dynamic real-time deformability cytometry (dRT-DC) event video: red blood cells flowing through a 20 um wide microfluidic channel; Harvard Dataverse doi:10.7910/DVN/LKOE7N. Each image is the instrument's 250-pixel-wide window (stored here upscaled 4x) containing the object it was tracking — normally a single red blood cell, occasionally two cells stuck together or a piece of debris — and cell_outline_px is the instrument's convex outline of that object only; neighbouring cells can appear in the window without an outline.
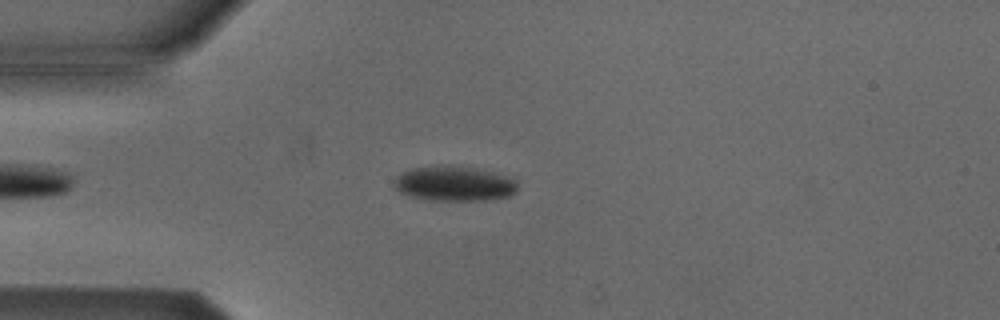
{"species": "Egyptian fruit bat (a non-hibernating species)", "species_latin": "Rousettus aegyptiacus", "temperature_condition": "cold", "stored_images_in_passage": 47, "camera_frame_rate_fps": 3000, "um_per_image_px": 0.085, "animal": {"sex": "male"}, "frame": {"image": 1, "passage_image": 8, "time_ms": 2.333, "image_size_px": [1000, 320], "cell_outline_px": [[516, 192], [508, 196], [484, 200], [432, 200], [412, 196], [400, 192], [396, 188], [396, 176], [412, 168], [440, 164], [472, 168], [492, 172], [516, 180]], "centroid_in_image_um": [38.6, 15.6], "position_along_channel_um": 46.4, "area_um2": 24.68}}
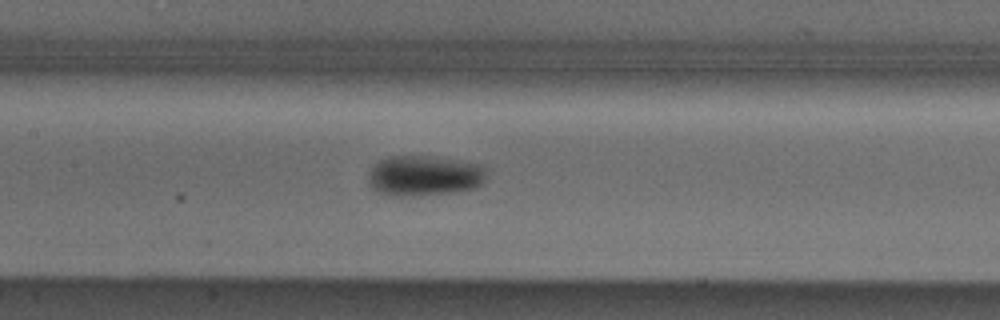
{"frame": {"image": 2, "passage_image": 19, "time_ms": 6.0, "image_size_px": [1000, 320], "cell_outline_px": [[484, 180], [476, 188], [456, 192], [404, 196], [388, 196], [372, 188], [368, 184], [368, 172], [380, 160], [388, 156], [432, 156], [480, 164], [484, 168]], "centroid_in_image_um": [36.02, 14.94], "position_along_channel_um": 171.4, "area_um2": 27.8}}
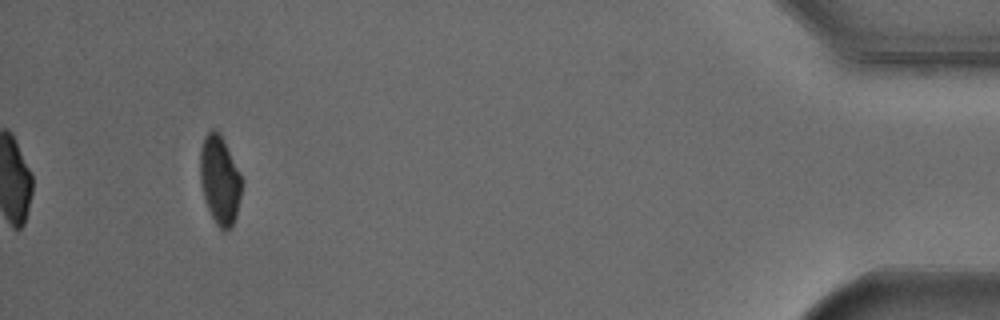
{"frame": {"image": 3, "passage_image": 44, "time_ms": 14.333, "image_size_px": [1000, 320], "cell_outline_px": [[244, 180], [236, 216], [232, 224], [224, 232], [216, 224], [208, 208], [204, 196], [200, 180], [200, 148], [204, 136], [212, 128], [216, 128], [220, 132]], "centroid_in_image_um": [18.69, 15.25], "position_along_channel_um": 416.5, "area_um2": 21.68}, "authors_computed_cell_mechanics": {"area_um2": 24.4494, "velocity_mm_per_s": 3.837, "shape_relaxation_time_tau1_ms": 6.3278, "shape_relaxation_time_tau2_ms": null, "deformation_change_tau1": 0.1154, "deformation_change_tau2": null}}